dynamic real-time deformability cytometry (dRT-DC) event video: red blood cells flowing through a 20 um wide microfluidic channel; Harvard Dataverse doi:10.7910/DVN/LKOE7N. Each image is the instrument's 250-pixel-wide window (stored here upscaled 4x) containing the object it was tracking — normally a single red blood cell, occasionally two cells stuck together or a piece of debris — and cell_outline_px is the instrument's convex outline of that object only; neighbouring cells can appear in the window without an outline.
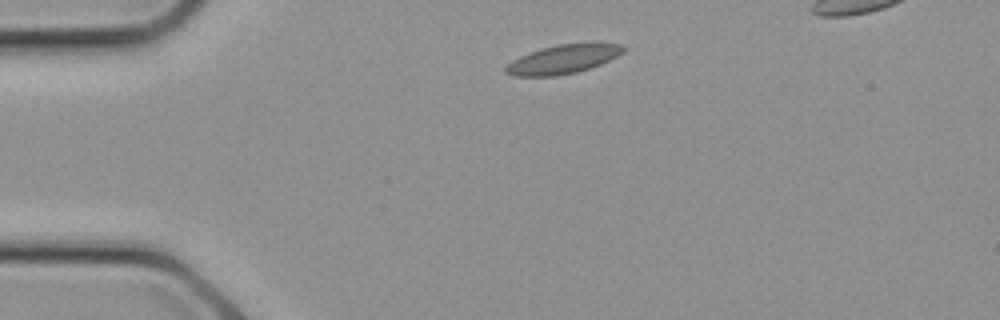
{"species": "common noctule bat (a hibernating species)", "species_latin": "Nyctalus noctula", "temperature_condition": "cold", "stored_images_in_passage": 5, "camera_frame_rate_fps": 3000, "um_per_image_px": 0.085, "animal": {"sex": "female", "body_mass_g": 21.9}, "frame": {"image": 1, "passage_image": 1, "time_ms": 0.0, "image_size_px": [1000, 320], "cell_outline_px": [[628, 48], [624, 52], [600, 64], [576, 72], [556, 76], [516, 76], [504, 72], [504, 68], [512, 60], [528, 52], [540, 48], [556, 44], [592, 40], [624, 44]], "centroid_in_image_um": [47.94, 4.97], "position_along_channel_um": 37.1, "area_um2": 20.58}}
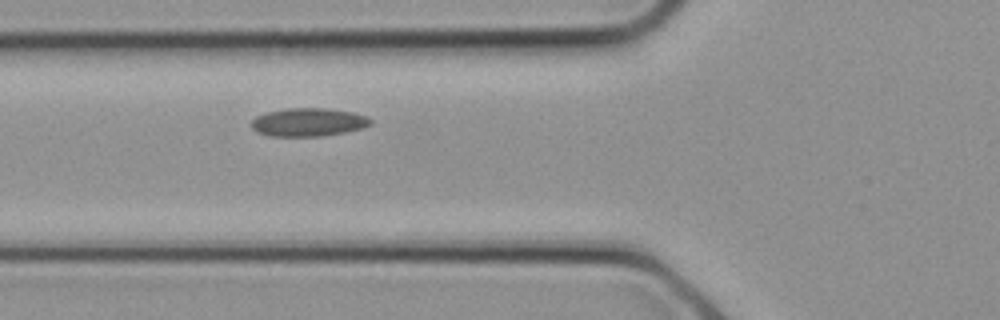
{"frame": {"image": 2, "passage_image": 5, "time_ms": 1.333, "image_size_px": [1000, 320], "cell_outline_px": [[372, 124], [364, 128], [324, 136], [268, 136], [256, 132], [252, 128], [252, 120], [256, 116], [268, 112], [288, 108], [328, 108], [352, 112], [368, 116], [372, 120]], "centroid_in_image_um": [26.24, 10.39], "position_along_channel_um": 99.6, "area_um2": 19.77}}